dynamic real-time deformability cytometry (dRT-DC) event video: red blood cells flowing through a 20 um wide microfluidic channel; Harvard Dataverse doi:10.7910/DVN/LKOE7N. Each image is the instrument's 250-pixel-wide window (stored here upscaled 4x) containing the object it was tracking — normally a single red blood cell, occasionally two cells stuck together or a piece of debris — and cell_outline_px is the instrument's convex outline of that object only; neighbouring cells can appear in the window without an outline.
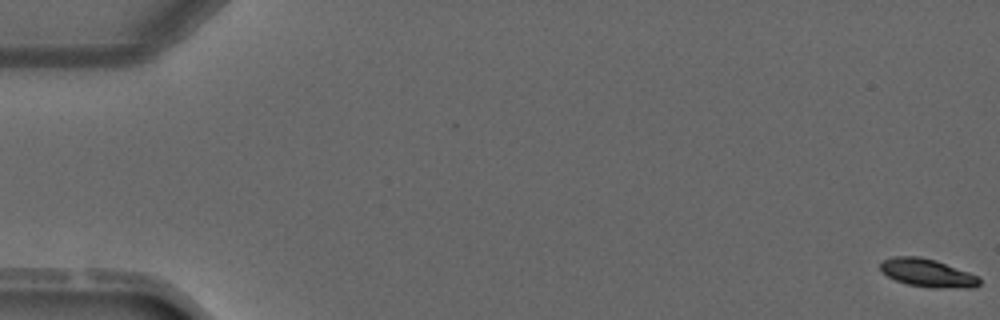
{"species": "common noctule bat (a hibernating species)", "species_latin": "Nyctalus noctula", "temperature_condition": "warm", "stored_images_in_passage": 4, "camera_frame_rate_fps": 3000, "um_per_image_px": 0.085, "animal": {"sex": "male", "forearm_length_mm": 52.5}, "frame": {"image": 1, "passage_image": 1, "time_ms": 0.0, "image_size_px": [1000, 320], "cell_outline_px": [[980, 284], [976, 288], [932, 288], [908, 284], [896, 280], [888, 276], [880, 268], [880, 264], [884, 260], [892, 256], [920, 256], [936, 260], [968, 272], [976, 276], [980, 280]], "centroid_in_image_um": [78.85, 23.2], "position_along_channel_um": 6.1, "area_um2": 16.18}}
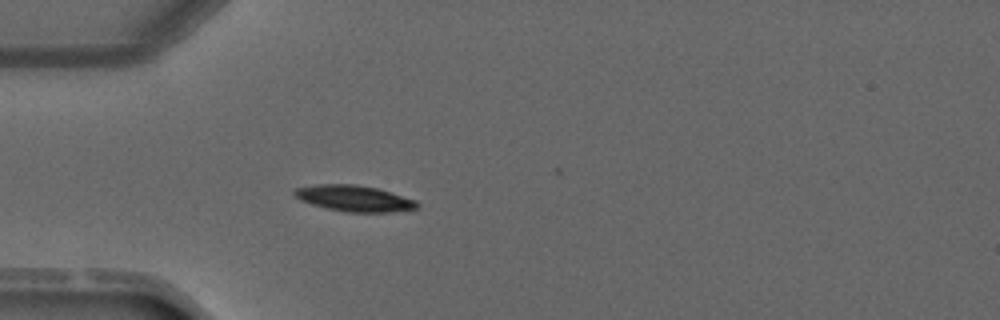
{"frame": {"image": 2, "passage_image": 4, "time_ms": 4.333, "image_size_px": [1000, 320], "cell_outline_px": [[420, 204], [416, 208], [388, 212], [348, 212], [328, 208], [312, 204], [300, 200], [292, 192], [296, 188], [316, 184], [356, 184], [376, 188], [416, 200]], "centroid_in_image_um": [30.09, 16.85], "position_along_channel_um": 54.9, "area_um2": 18.38}}